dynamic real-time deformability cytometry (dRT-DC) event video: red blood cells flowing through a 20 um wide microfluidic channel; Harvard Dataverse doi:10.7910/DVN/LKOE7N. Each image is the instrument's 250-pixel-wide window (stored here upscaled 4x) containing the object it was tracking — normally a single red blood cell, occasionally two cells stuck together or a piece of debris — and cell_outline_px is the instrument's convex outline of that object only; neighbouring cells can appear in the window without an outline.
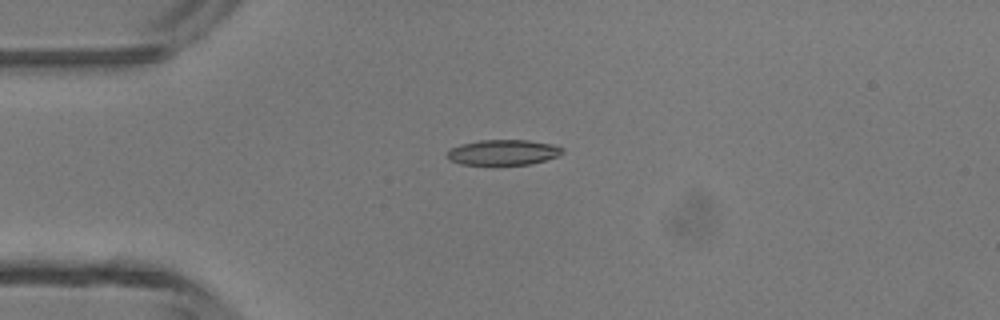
{"species": "common noctule bat (a hibernating species)", "species_latin": "Nyctalus noctula", "temperature_condition": "room temperature", "stored_images_in_passage": 4, "camera_frame_rate_fps": 3000, "um_per_image_px": 0.085, "animal": {"sex": "male", "body_mass_g": 13.3}, "frame": {"image": 1, "passage_image": 3, "time_ms": 3.333, "image_size_px": [1000, 320], "cell_outline_px": [[564, 152], [560, 156], [528, 164], [460, 164], [448, 160], [444, 156], [452, 148], [460, 144], [480, 140], [528, 140], [552, 144], [564, 148]], "centroid_in_image_um": [42.76, 12.94], "position_along_channel_um": 42.2, "area_um2": 17.05}}